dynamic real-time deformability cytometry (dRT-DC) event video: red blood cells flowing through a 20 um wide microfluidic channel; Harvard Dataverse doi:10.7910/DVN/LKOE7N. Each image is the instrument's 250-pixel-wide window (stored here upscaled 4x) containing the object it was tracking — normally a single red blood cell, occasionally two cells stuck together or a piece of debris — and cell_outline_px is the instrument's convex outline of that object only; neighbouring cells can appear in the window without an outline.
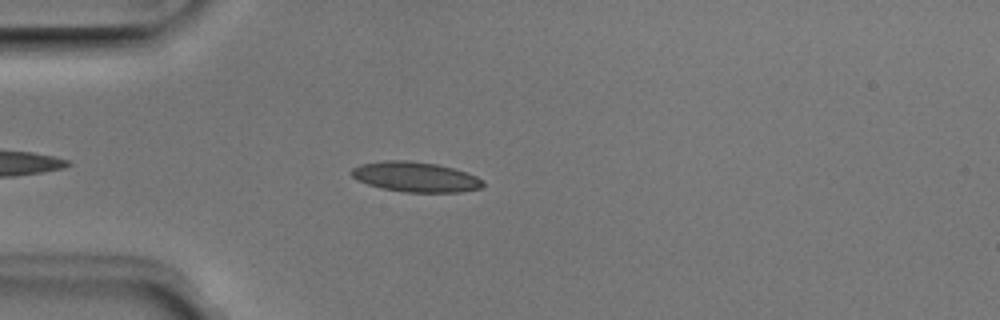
{"species": "Egyptian fruit bat (a non-hibernating species)", "species_latin": "Rousettus aegyptiacus", "temperature_condition": "room temperature", "stored_images_in_passage": 40, "camera_frame_rate_fps": 3000, "um_per_image_px": 0.085, "animal": {"sex": "male"}, "frame": {"image": 1, "passage_image": 6, "time_ms": 1.667, "image_size_px": [1000, 320], "cell_outline_px": [[484, 184], [480, 188], [460, 192], [404, 192], [384, 188], [368, 184], [356, 180], [352, 176], [352, 168], [360, 164], [384, 160], [412, 160], [436, 164], [452, 168], [476, 176], [484, 180]], "centroid_in_image_um": [35.3, 15.03], "position_along_channel_um": 49.7, "area_um2": 22.95}}
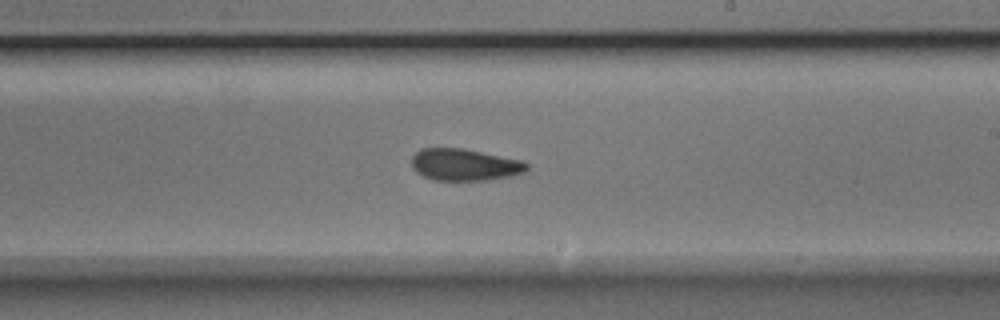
{"frame": {"image": 2, "passage_image": 22, "time_ms": 7.0, "image_size_px": [1000, 320], "cell_outline_px": [[528, 168], [524, 172], [512, 176], [488, 180], [432, 180], [416, 172], [412, 168], [412, 156], [420, 148], [464, 148], [524, 160], [528, 164]], "centroid_in_image_um": [39.51, 13.99], "position_along_channel_um": 249.5, "area_um2": 21.68}}
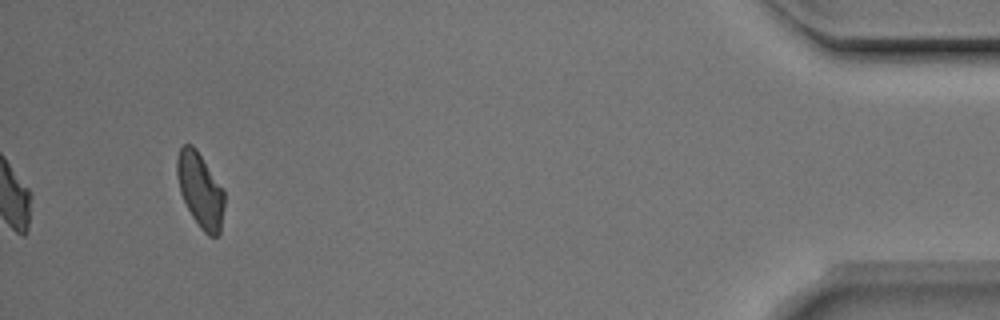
{"frame": {"image": 3, "passage_image": 40, "time_ms": 13.0, "image_size_px": [1000, 320], "cell_outline_px": [[224, 204], [220, 232], [216, 236], [208, 236], [200, 228], [192, 216], [180, 192], [176, 176], [176, 156], [180, 148], [184, 144], [192, 144], [196, 148], [224, 192]], "centroid_in_image_um": [16.99, 16.15], "position_along_channel_um": 418.2, "area_um2": 20.4}, "authors_computed_cell_mechanics": {"area_um2": 21.5305, "velocity_mm_per_s": 3.9944, "shape_relaxation_time_tau1_ms": 9.5793, "shape_relaxation_time_tau2_ms": 2.1495, "deformation_change_tau1": 0.1833, "deformation_change_tau2": 0.076}}